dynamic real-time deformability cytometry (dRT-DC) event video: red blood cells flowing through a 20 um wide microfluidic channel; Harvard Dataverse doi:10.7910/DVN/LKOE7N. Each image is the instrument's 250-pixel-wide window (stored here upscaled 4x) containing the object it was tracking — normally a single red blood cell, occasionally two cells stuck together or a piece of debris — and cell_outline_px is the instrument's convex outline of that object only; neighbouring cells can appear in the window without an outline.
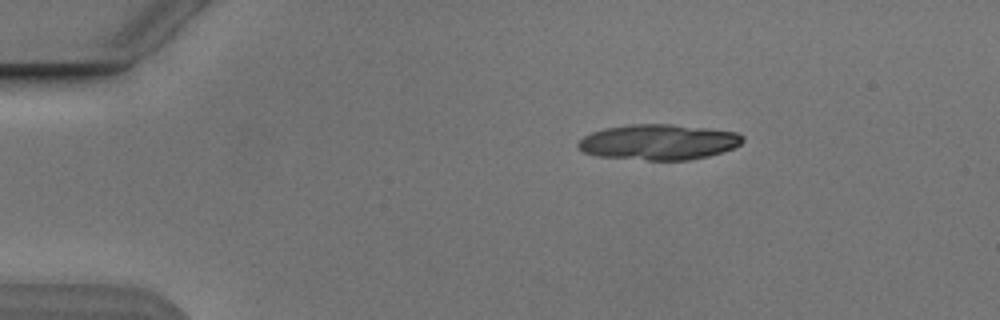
{"species": "Egyptian fruit bat (a non-hibernating species)", "species_latin": "Rousettus aegyptiacus", "temperature_condition": "cold", "stored_images_in_passage": 4, "camera_frame_rate_fps": 3000, "um_per_image_px": 0.085, "animal": {"sex": "male"}, "frame": {"image": 1, "passage_image": 1, "time_ms": 0.0, "image_size_px": [1000, 320], "cell_outline_px": [[744, 140], [740, 144], [724, 152], [708, 156], [688, 160], [648, 160], [596, 156], [584, 152], [576, 144], [584, 136], [592, 132], [604, 128], [632, 124], [672, 124], [708, 128], [736, 132], [744, 136]], "centroid_in_image_um": [55.99, 12.07], "position_along_channel_um": 29.0, "area_um2": 34.1}}